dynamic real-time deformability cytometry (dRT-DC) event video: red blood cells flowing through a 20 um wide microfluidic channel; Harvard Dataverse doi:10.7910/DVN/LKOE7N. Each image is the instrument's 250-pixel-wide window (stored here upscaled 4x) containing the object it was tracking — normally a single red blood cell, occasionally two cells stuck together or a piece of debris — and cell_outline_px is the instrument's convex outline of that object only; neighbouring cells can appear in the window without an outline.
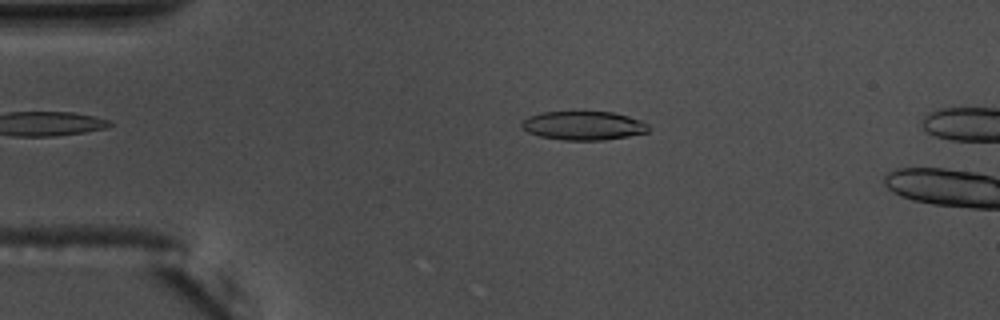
{"species": "common noctule bat (a hibernating species)", "species_latin": "Nyctalus noctula", "temperature_condition": "warm", "stored_images_in_passage": 15, "camera_frame_rate_fps": 3000, "um_per_image_px": 0.085, "animal": {"sex": "male", "body_mass_g": 17.5, "forearm_length_mm": 52.3}, "frame": {"image": 1, "passage_image": 11, "time_ms": 3.333, "image_size_px": [1000, 320], "cell_outline_px": [[648, 132], [628, 136], [604, 140], [564, 140], [540, 136], [528, 132], [520, 128], [520, 124], [528, 116], [540, 112], [612, 112], [628, 116], [640, 120], [648, 124]], "centroid_in_image_um": [49.56, 10.68], "position_along_channel_um": 35.4, "area_um2": 21.27}}